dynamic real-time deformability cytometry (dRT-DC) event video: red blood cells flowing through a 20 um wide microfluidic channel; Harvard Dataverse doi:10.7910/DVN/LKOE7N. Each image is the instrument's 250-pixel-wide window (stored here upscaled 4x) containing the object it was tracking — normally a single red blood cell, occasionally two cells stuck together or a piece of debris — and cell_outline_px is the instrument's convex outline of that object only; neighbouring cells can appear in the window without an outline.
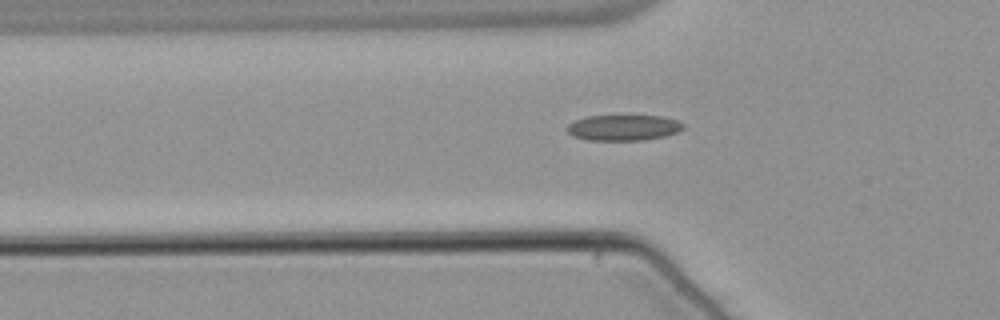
{"species": "common noctule bat (a hibernating species)", "species_latin": "Nyctalus noctula", "temperature_condition": "warm", "stored_images_in_passage": 40, "camera_frame_rate_fps": 3000, "um_per_image_px": 0.085, "animal": {"sex": "male", "body_mass_g": 21.5, "forearm_length_mm": 52.0}, "frame": {"image": 1, "passage_image": 9, "time_ms": 2.667, "image_size_px": [1000, 320], "cell_outline_px": [[684, 128], [676, 132], [664, 136], [644, 140], [588, 140], [572, 136], [568, 132], [568, 124], [576, 120], [588, 116], [664, 116], [676, 120], [684, 124]], "centroid_in_image_um": [53.0, 10.85], "position_along_channel_um": 72.8, "area_um2": 17.28}}
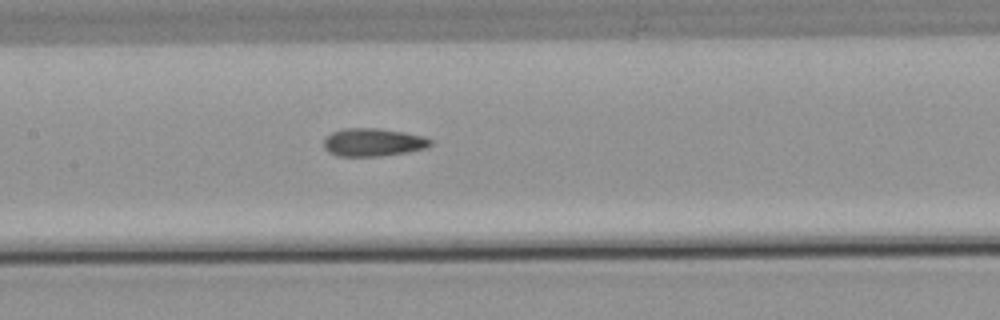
{"frame": {"image": 2, "passage_image": 17, "time_ms": 5.333, "image_size_px": [1000, 320], "cell_outline_px": [[432, 144], [428, 148], [408, 152], [380, 156], [336, 156], [328, 152], [324, 148], [324, 140], [332, 132], [344, 128], [376, 128], [404, 132], [424, 136], [432, 140]], "centroid_in_image_um": [31.73, 12.1], "position_along_channel_um": 175.7, "area_um2": 17.51}}
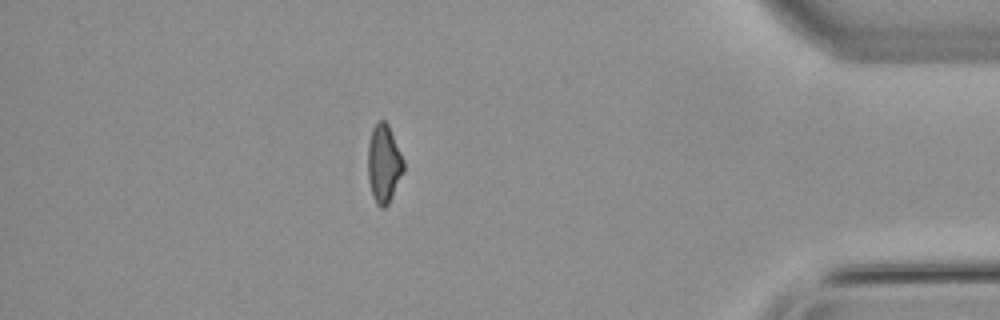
{"frame": {"image": 3, "passage_image": 38, "time_ms": 12.333, "image_size_px": [1000, 320], "cell_outline_px": [[404, 172], [388, 204], [384, 208], [380, 208], [376, 204], [372, 196], [368, 180], [368, 144], [372, 128], [380, 120], [384, 120], [388, 124], [404, 160]], "centroid_in_image_um": [32.62, 13.93], "position_along_channel_um": 402.6, "area_um2": 16.36}}